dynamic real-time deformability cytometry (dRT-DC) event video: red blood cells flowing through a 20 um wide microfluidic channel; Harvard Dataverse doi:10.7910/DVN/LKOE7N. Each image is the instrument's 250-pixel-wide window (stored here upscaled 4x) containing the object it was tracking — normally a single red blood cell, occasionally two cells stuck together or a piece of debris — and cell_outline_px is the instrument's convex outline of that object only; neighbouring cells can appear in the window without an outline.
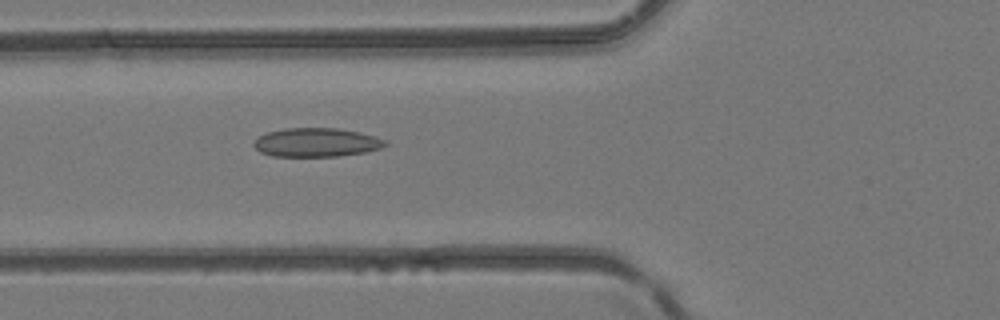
{"species": "common noctule bat (a hibernating species)", "species_latin": "Nyctalus noctula", "temperature_condition": "room temperature", "stored_images_in_passage": 47, "camera_frame_rate_fps": 3000, "um_per_image_px": 0.085, "animal": {"sex": "female", "body_mass_g": 24.6, "forearm_length_mm": 56.2}, "frame": {"image": 1, "passage_image": 18, "time_ms": 5.667, "image_size_px": [1000, 320], "cell_outline_px": [[388, 144], [380, 148], [364, 152], [336, 156], [272, 156], [260, 152], [252, 144], [260, 136], [268, 132], [284, 128], [340, 128], [360, 132], [376, 136], [388, 140]], "centroid_in_image_um": [26.93, 12.1], "position_along_channel_um": 98.9, "area_um2": 22.08}}
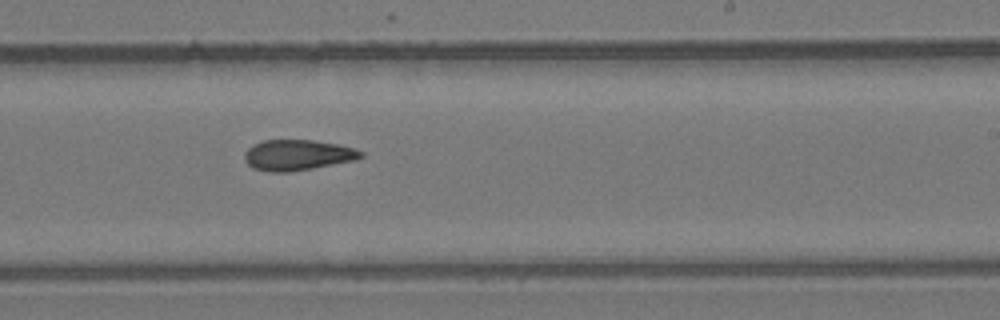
{"frame": {"image": 2, "passage_image": 29, "time_ms": 9.333, "image_size_px": [1000, 320], "cell_outline_px": [[364, 156], [356, 160], [312, 168], [288, 172], [272, 172], [252, 168], [244, 160], [244, 152], [252, 144], [264, 140], [312, 140], [340, 144], [356, 148], [364, 152]], "centroid_in_image_um": [25.31, 13.17], "position_along_channel_um": 263.7, "area_um2": 20.98}}
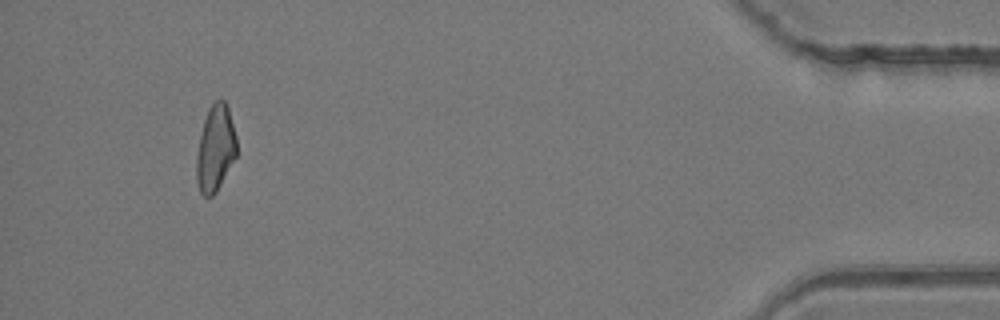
{"frame": {"image": 3, "passage_image": 44, "time_ms": 14.333, "image_size_px": [1000, 320], "cell_outline_px": [[236, 156], [216, 192], [212, 196], [204, 196], [200, 192], [196, 180], [196, 156], [200, 136], [204, 120], [208, 108], [216, 100], [224, 100], [228, 108], [236, 136]], "centroid_in_image_um": [18.29, 12.62], "position_along_channel_um": 416.9, "area_um2": 20.0}}